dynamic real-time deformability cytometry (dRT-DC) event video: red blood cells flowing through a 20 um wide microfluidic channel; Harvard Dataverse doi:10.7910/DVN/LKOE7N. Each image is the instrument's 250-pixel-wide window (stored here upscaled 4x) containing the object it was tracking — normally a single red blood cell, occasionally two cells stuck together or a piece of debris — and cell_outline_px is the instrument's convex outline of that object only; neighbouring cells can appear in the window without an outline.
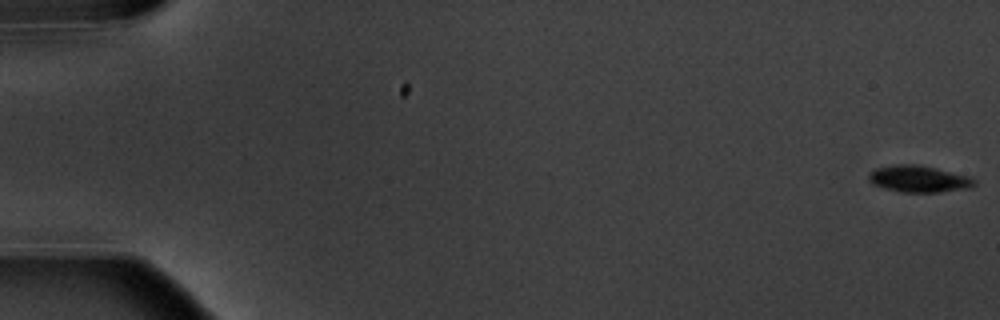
{"species": "common noctule bat (a hibernating species)", "species_latin": "Nyctalus noctula", "temperature_condition": "warm", "stored_images_in_passage": 7, "camera_frame_rate_fps": 3000, "um_per_image_px": 0.085, "animal": {"sex": "male", "body_mass_g": 20.1, "forearm_length_mm": 53.5}, "frame": {"image": 1, "passage_image": 1, "time_ms": 0.0, "image_size_px": [1000, 320], "cell_outline_px": [[976, 184], [972, 188], [940, 192], [900, 192], [884, 188], [872, 184], [868, 180], [868, 172], [876, 168], [892, 164], [920, 164], [968, 176], [976, 180]], "centroid_in_image_um": [78.08, 15.2], "position_along_channel_um": 6.9, "area_um2": 16.7}}
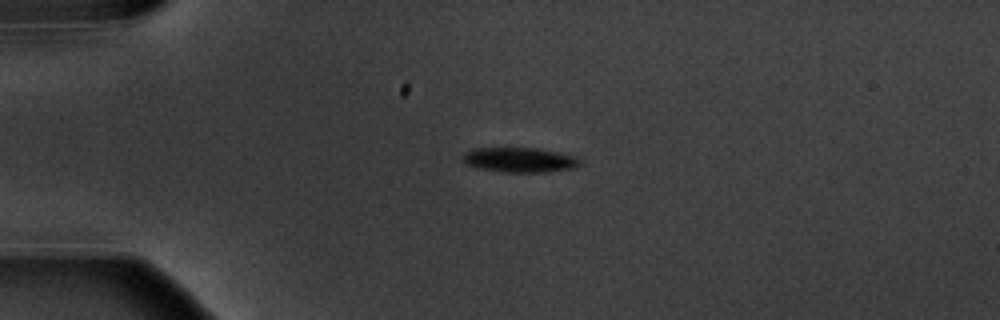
{"frame": {"image": 2, "passage_image": 5, "time_ms": 4.667, "image_size_px": [1000, 320], "cell_outline_px": [[580, 164], [576, 168], [544, 172], [500, 172], [480, 168], [464, 164], [460, 156], [464, 152], [472, 148], [536, 148], [556, 152], [572, 156], [580, 160]], "centroid_in_image_um": [44.08, 13.59], "position_along_channel_um": 40.9, "area_um2": 16.99}}